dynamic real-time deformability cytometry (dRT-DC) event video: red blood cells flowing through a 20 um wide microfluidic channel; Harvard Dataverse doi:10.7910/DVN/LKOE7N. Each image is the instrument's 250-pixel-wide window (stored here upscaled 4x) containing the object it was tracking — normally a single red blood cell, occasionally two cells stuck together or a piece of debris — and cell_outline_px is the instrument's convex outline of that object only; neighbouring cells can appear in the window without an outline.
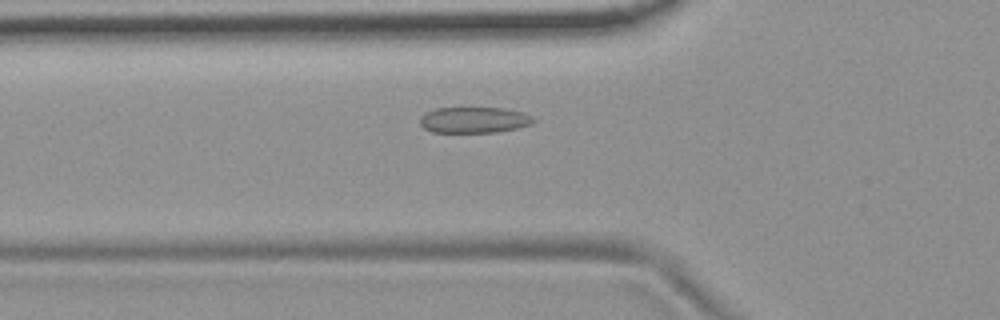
{"species": "common noctule bat (a hibernating species)", "species_latin": "Nyctalus noctula", "temperature_condition": "room temperature", "stored_images_in_passage": 50, "camera_frame_rate_fps": 3000, "um_per_image_px": 0.085, "animal": {"sex": "female", "body_mass_g": 19.9}, "frame": {"image": 1, "passage_image": 15, "time_ms": 4.667, "image_size_px": [1000, 320], "cell_outline_px": [[536, 120], [532, 124], [516, 128], [496, 132], [432, 132], [424, 128], [420, 124], [420, 116], [436, 108], [504, 108], [520, 112], [532, 116]], "centroid_in_image_um": [40.29, 10.2], "position_along_channel_um": 85.5, "area_um2": 17.05}}
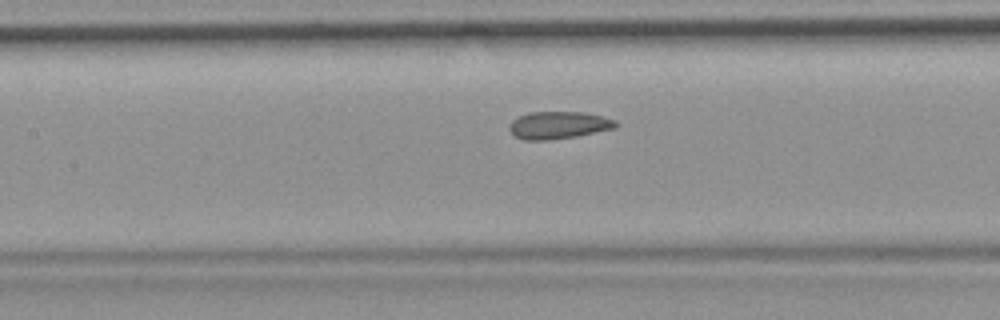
{"frame": {"image": 2, "passage_image": 21, "time_ms": 6.667, "image_size_px": [1000, 320], "cell_outline_px": [[620, 124], [616, 128], [576, 136], [552, 140], [524, 140], [516, 136], [508, 128], [508, 124], [512, 120], [528, 112], [584, 112], [616, 120]], "centroid_in_image_um": [47.48, 10.64], "position_along_channel_um": 159.9, "area_um2": 17.05}}
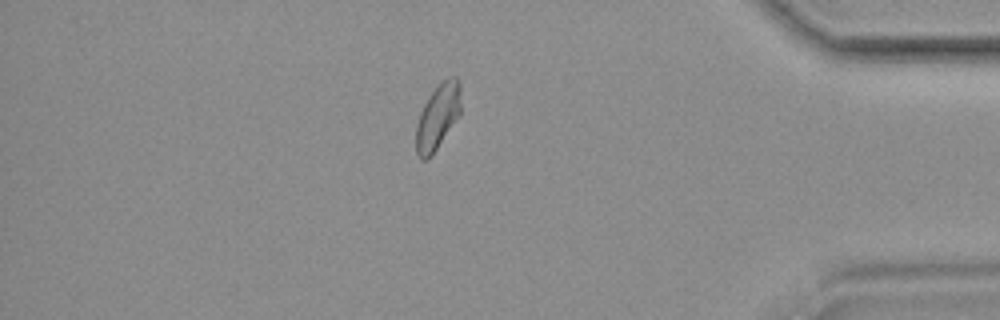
{"frame": {"image": 3, "passage_image": 43, "time_ms": 14.0, "image_size_px": [1000, 320], "cell_outline_px": [[460, 116], [428, 160], [420, 160], [416, 152], [416, 124], [420, 112], [428, 96], [436, 84], [440, 80], [448, 76], [456, 76], [460, 80]], "centroid_in_image_um": [37.21, 9.88], "position_along_channel_um": 398.0, "area_um2": 17.51}, "authors_computed_cell_mechanics": {"area_um2": 17.34, "velocity_mm_per_s": 3.6961, "shape_relaxation_time_tau1_ms": null, "shape_relaxation_time_tau2_ms": 1.7965, "deformation_change_tau1": null, "deformation_change_tau2": 0.0618}}